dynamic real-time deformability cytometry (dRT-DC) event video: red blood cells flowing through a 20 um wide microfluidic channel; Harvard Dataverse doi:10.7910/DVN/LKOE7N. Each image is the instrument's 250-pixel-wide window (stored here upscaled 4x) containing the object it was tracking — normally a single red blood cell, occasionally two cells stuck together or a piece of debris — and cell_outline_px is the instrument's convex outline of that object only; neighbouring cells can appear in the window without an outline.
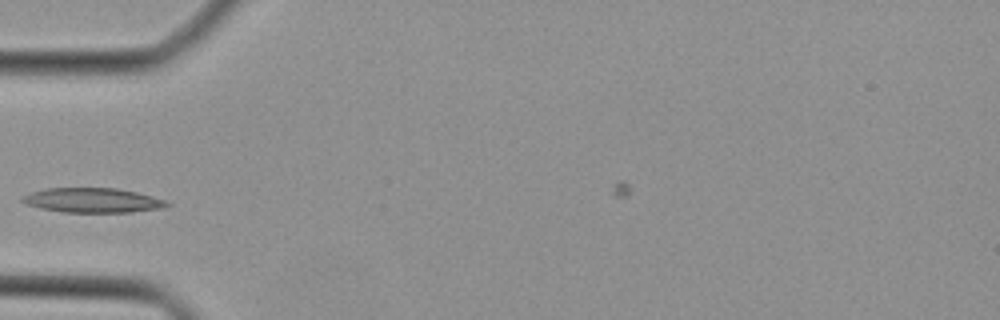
{"species": "Egyptian fruit bat (a non-hibernating species)", "species_latin": "Rousettus aegyptiacus", "temperature_condition": "cold", "stored_images_in_passage": 32, "camera_frame_rate_fps": 3000, "um_per_image_px": 0.085, "animal": {"sex": "female"}, "frame": {"image": 1, "passage_image": 1, "time_ms": 0.0, "image_size_px": [1000, 320], "cell_outline_px": [[172, 204], [164, 208], [132, 212], [60, 212], [40, 208], [28, 204], [20, 200], [24, 196], [32, 192], [48, 188], [116, 188], [136, 192], [152, 196], [164, 200]], "centroid_in_image_um": [7.91, 17.03], "position_along_channel_um": 77.1, "area_um2": 20.63}}
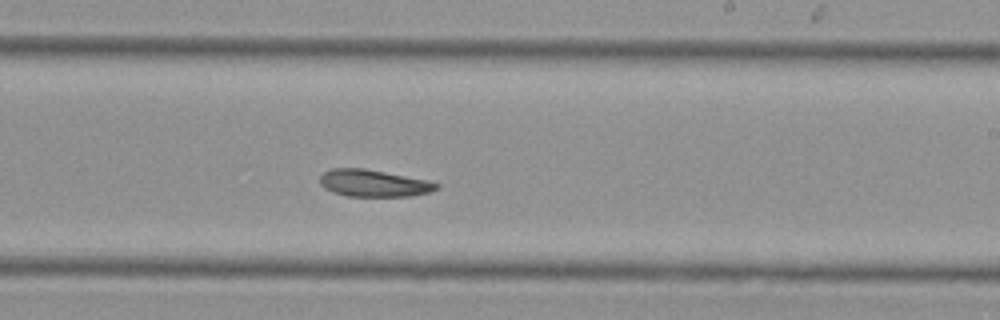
{"frame": {"image": 2, "passage_image": 13, "time_ms": 4.0, "image_size_px": [1000, 320], "cell_outline_px": [[440, 188], [428, 192], [412, 196], [348, 196], [332, 192], [324, 188], [320, 184], [320, 176], [324, 172], [332, 168], [364, 168], [428, 180], [440, 184]], "centroid_in_image_um": [31.76, 15.57], "position_along_channel_um": 257.2, "area_um2": 18.38}}
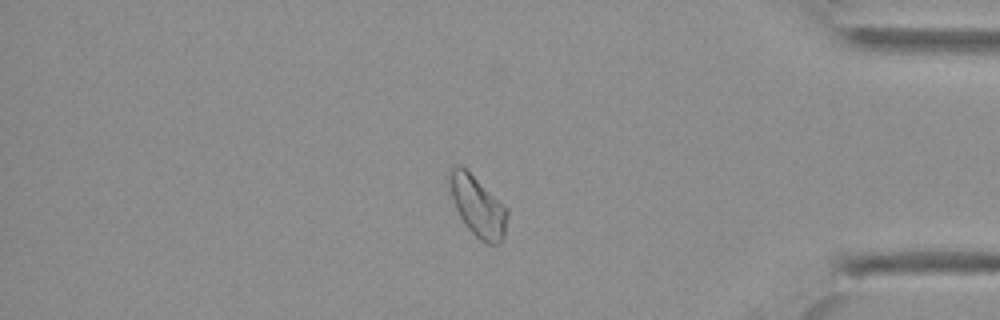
{"frame": {"image": 3, "passage_image": 24, "time_ms": 7.667, "image_size_px": [1000, 320], "cell_outline_px": [[508, 216], [504, 236], [500, 244], [488, 244], [480, 240], [468, 228], [460, 216], [456, 208], [452, 196], [448, 180], [448, 172], [456, 164], [460, 164], [504, 204], [508, 208]], "centroid_in_image_um": [40.62, 17.53], "position_along_channel_um": 394.6, "area_um2": 20.23}}